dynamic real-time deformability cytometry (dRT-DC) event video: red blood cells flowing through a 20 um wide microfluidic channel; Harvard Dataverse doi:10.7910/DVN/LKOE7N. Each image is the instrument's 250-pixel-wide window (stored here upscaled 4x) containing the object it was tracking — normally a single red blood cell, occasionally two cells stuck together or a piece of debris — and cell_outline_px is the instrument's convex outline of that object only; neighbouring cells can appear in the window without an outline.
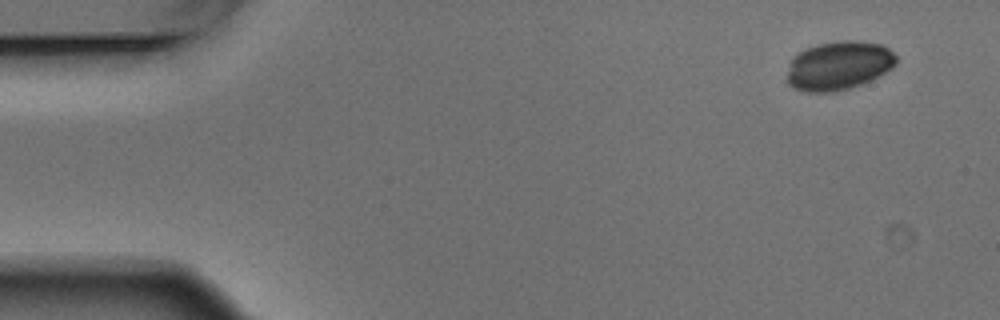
{"species": "Egyptian fruit bat (a non-hibernating species)", "species_latin": "Rousettus aegyptiacus", "temperature_condition": "warm", "stored_images_in_passage": 12, "camera_frame_rate_fps": 3000, "um_per_image_px": 0.085, "animal": {"sex": "male"}, "frame": {"image": 1, "passage_image": 1, "time_ms": 0.0, "image_size_px": [1000, 320], "cell_outline_px": [[896, 64], [892, 68], [860, 84], [848, 88], [832, 92], [804, 92], [792, 88], [788, 84], [788, 72], [792, 56], [816, 44], [840, 40], [856, 40], [880, 44], [888, 48], [896, 56]], "centroid_in_image_um": [71.26, 5.57], "position_along_channel_um": 13.7, "area_um2": 30.87}}
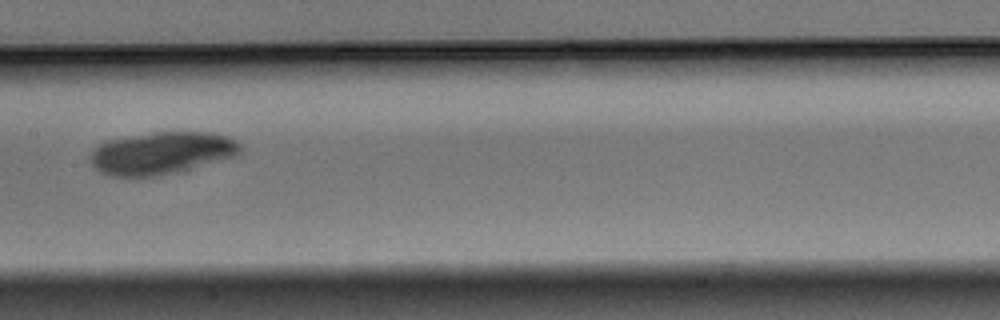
{"frame": {"image": 2, "passage_image": 7, "time_ms": 2.0, "image_size_px": [1000, 320], "cell_outline_px": [[240, 152], [236, 156], [184, 172], [152, 176], [112, 176], [100, 172], [92, 164], [92, 152], [104, 140], [156, 132], [212, 132], [228, 136], [236, 140], [240, 144]], "centroid_in_image_um": [13.8, 13.01], "position_along_channel_um": 193.6, "area_um2": 37.22}}
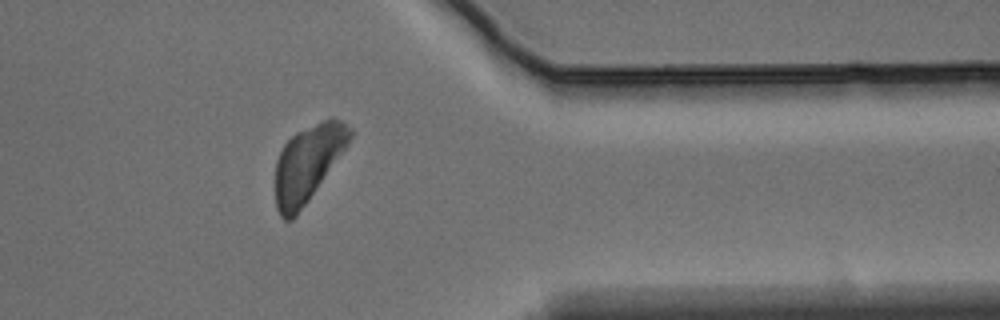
{"frame": {"image": 3, "passage_image": 12, "time_ms": 3.667, "image_size_px": [1000, 320], "cell_outline_px": [[356, 132], [348, 144], [308, 200], [296, 216], [292, 220], [284, 220], [280, 216], [276, 208], [276, 160], [284, 144], [296, 132], [332, 116], [340, 120], [352, 128]], "centroid_in_image_um": [26.18, 13.85], "position_along_channel_um": 385.2, "area_um2": 32.83}}